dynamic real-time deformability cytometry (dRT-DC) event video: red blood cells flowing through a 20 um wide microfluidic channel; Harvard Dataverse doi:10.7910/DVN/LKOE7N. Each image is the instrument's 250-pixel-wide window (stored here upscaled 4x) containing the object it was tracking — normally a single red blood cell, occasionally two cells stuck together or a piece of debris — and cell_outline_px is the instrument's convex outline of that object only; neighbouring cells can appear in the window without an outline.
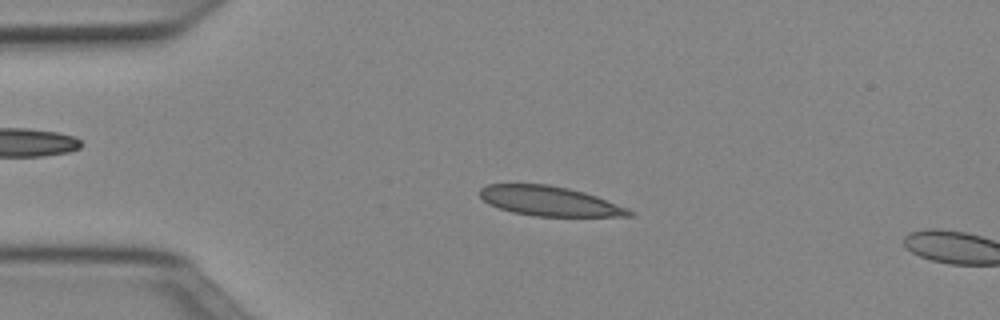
{"species": "Egyptian fruit bat (a non-hibernating species)", "species_latin": "Rousettus aegyptiacus", "temperature_condition": "cold", "stored_images_in_passage": 13, "camera_frame_rate_fps": 3000, "um_per_image_px": 0.085, "animal": {"sex": "female"}, "frame": {"image": 1, "passage_image": 10, "time_ms": 3.0, "image_size_px": [1000, 320], "cell_outline_px": [[636, 212], [632, 216], [536, 216], [512, 212], [488, 204], [480, 196], [480, 188], [488, 184], [548, 184], [568, 188], [584, 192], [596, 196], [628, 208]], "centroid_in_image_um": [46.72, 17.09], "position_along_channel_um": 38.3, "area_um2": 25.72}}